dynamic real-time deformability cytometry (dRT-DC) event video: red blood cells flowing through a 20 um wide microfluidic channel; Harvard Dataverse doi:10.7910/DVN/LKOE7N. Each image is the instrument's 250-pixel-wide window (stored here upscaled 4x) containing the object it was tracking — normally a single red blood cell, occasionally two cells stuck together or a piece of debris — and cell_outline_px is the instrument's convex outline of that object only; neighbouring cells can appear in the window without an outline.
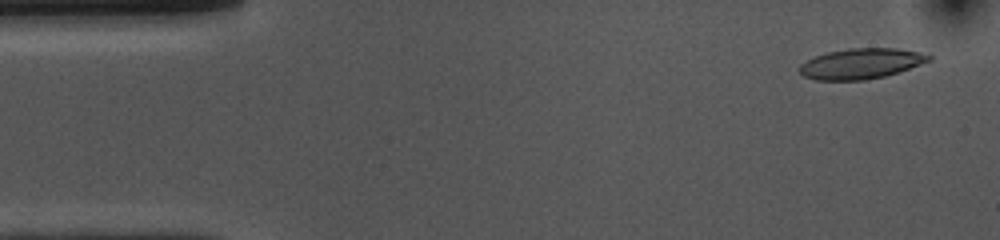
{"species": "common noctule bat (a hibernating species)", "species_latin": "Nyctalus noctula", "temperature_condition": "cold", "stored_images_in_passage": 52, "camera_frame_rate_fps": 3000, "um_per_image_px": 0.085, "animal": {"sex": "female", "body_mass_g": 10.0, "forearm_length_mm": 53.1}, "frame": {"image": 1, "passage_image": 2, "time_ms": 0.333, "image_size_px": [1000, 240], "cell_outline_px": [[932, 60], [884, 76], [864, 80], [816, 80], [804, 76], [800, 72], [800, 64], [816, 56], [828, 52], [848, 48], [896, 48], [916, 52], [932, 56]], "centroid_in_image_um": [73.16, 5.41], "position_along_channel_um": 11.8, "area_um2": 22.54}}
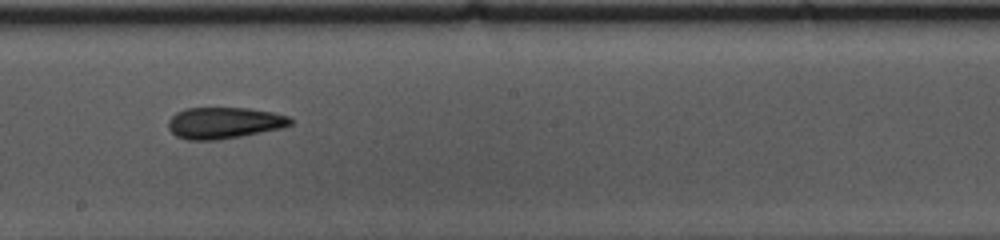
{"frame": {"image": 2, "passage_image": 27, "time_ms": 8.667, "image_size_px": [1000, 240], "cell_outline_px": [[292, 124], [280, 128], [240, 136], [216, 140], [188, 140], [176, 136], [168, 128], [168, 120], [176, 112], [184, 108], [248, 108], [272, 112], [288, 116], [292, 120]], "centroid_in_image_um": [19.01, 10.44], "position_along_channel_um": 229.2, "area_um2": 22.25}}
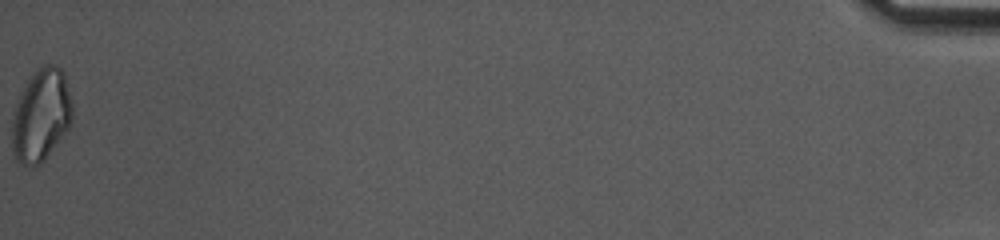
{"frame": {"image": 3, "passage_image": 52, "time_ms": 17.0, "image_size_px": [1000, 240], "cell_outline_px": [[72, 124], [44, 160], [40, 164], [20, 164], [16, 160], [12, 152], [12, 120], [16, 104], [20, 92], [32, 72], [44, 64], [56, 64], [64, 72], [72, 104]], "centroid_in_image_um": [3.49, 9.77], "position_along_channel_um": 431.7, "area_um2": 32.66}, "authors_computed_cell_mechanics": {"area_um2": 23.12, "velocity_mm_per_s": 3.7203, "shape_relaxation_time_tau1_ms": 7.886, "shape_relaxation_time_tau2_ms": 4.7339, "deformation_change_tau1": 0.1705, "deformation_change_tau2": 0.1215}}